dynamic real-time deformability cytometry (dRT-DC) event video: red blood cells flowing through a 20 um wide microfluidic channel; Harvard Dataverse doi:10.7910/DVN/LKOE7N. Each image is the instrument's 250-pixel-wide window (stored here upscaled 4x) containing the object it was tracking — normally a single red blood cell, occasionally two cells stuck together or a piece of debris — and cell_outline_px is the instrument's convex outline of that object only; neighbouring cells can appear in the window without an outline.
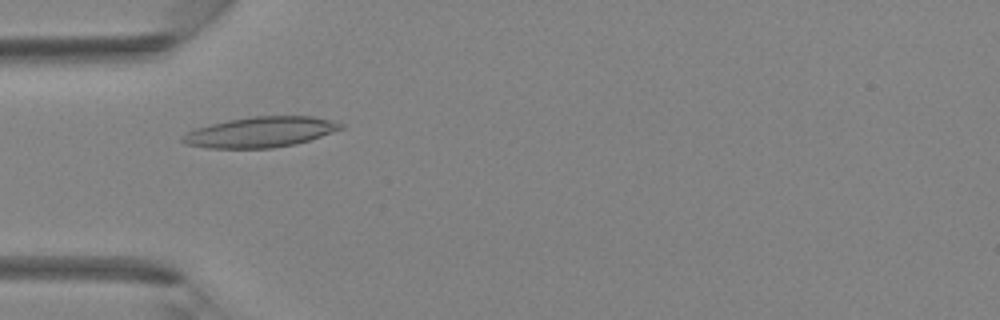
{"species": "Egyptian fruit bat (a non-hibernating species)", "species_latin": "Rousettus aegyptiacus", "temperature_condition": "room temperature", "stored_images_in_passage": 36, "camera_frame_rate_fps": 3000, "um_per_image_px": 0.085, "animal": {"sex": "female"}, "frame": {"image": 1, "passage_image": 8, "time_ms": 2.333, "image_size_px": [1000, 320], "cell_outline_px": [[344, 128], [296, 144], [272, 148], [208, 148], [184, 144], [180, 140], [188, 132], [196, 128], [228, 120], [256, 116], [312, 116], [344, 124]], "centroid_in_image_um": [22.13, 11.23], "position_along_channel_um": 62.9, "area_um2": 27.74}}
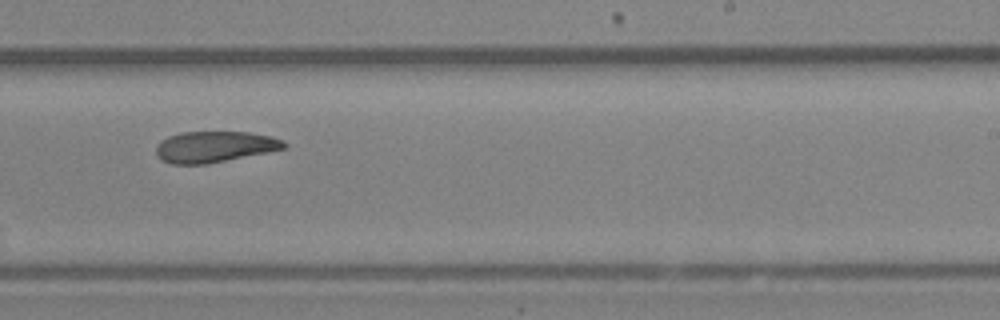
{"frame": {"image": 2, "passage_image": 21, "time_ms": 6.667, "image_size_px": [1000, 320], "cell_outline_px": [[288, 148], [268, 152], [204, 164], [172, 164], [160, 160], [156, 156], [156, 148], [160, 140], [168, 136], [180, 132], [248, 132], [272, 136], [288, 144]], "centroid_in_image_um": [18.21, 12.47], "position_along_channel_um": 270.8, "area_um2": 23.24}}
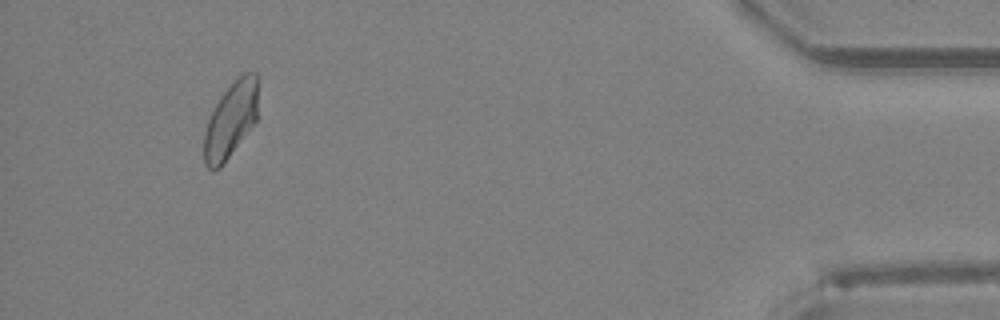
{"frame": {"image": 3, "passage_image": 34, "time_ms": 11.0, "image_size_px": [1000, 320], "cell_outline_px": [[256, 120], [220, 168], [208, 168], [204, 164], [204, 132], [212, 108], [220, 96], [244, 72], [256, 72]], "centroid_in_image_um": [19.57, 10.21], "position_along_channel_um": 415.6, "area_um2": 23.18}}